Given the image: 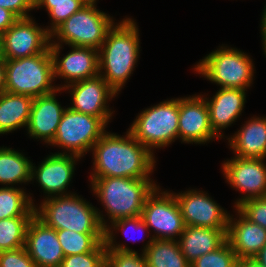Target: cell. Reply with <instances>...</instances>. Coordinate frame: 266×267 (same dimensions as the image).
<instances>
[{
	"label": "cell",
	"instance_id": "6da1fadb",
	"mask_svg": "<svg viewBox=\"0 0 266 267\" xmlns=\"http://www.w3.org/2000/svg\"><path fill=\"white\" fill-rule=\"evenodd\" d=\"M126 137L105 132L94 144V173L91 178H150L154 168L153 153L128 130Z\"/></svg>",
	"mask_w": 266,
	"mask_h": 267
},
{
	"label": "cell",
	"instance_id": "7a4b0ae2",
	"mask_svg": "<svg viewBox=\"0 0 266 267\" xmlns=\"http://www.w3.org/2000/svg\"><path fill=\"white\" fill-rule=\"evenodd\" d=\"M136 26L130 18L113 25L98 49L99 75L116 93L131 75L139 58V30Z\"/></svg>",
	"mask_w": 266,
	"mask_h": 267
},
{
	"label": "cell",
	"instance_id": "3957f363",
	"mask_svg": "<svg viewBox=\"0 0 266 267\" xmlns=\"http://www.w3.org/2000/svg\"><path fill=\"white\" fill-rule=\"evenodd\" d=\"M40 206V210L35 207V216L50 228L76 233H105L107 225L103 215L78 195L47 197Z\"/></svg>",
	"mask_w": 266,
	"mask_h": 267
},
{
	"label": "cell",
	"instance_id": "277c9868",
	"mask_svg": "<svg viewBox=\"0 0 266 267\" xmlns=\"http://www.w3.org/2000/svg\"><path fill=\"white\" fill-rule=\"evenodd\" d=\"M150 178H91L92 189L100 198L110 222L142 213L147 197L157 187Z\"/></svg>",
	"mask_w": 266,
	"mask_h": 267
},
{
	"label": "cell",
	"instance_id": "5b68a950",
	"mask_svg": "<svg viewBox=\"0 0 266 267\" xmlns=\"http://www.w3.org/2000/svg\"><path fill=\"white\" fill-rule=\"evenodd\" d=\"M5 91L36 98L57 91L52 86L54 65L51 52L5 60Z\"/></svg>",
	"mask_w": 266,
	"mask_h": 267
},
{
	"label": "cell",
	"instance_id": "8992f818",
	"mask_svg": "<svg viewBox=\"0 0 266 267\" xmlns=\"http://www.w3.org/2000/svg\"><path fill=\"white\" fill-rule=\"evenodd\" d=\"M179 98L147 108L136 117L128 129L150 151L162 148L179 138Z\"/></svg>",
	"mask_w": 266,
	"mask_h": 267
},
{
	"label": "cell",
	"instance_id": "52a82bcc",
	"mask_svg": "<svg viewBox=\"0 0 266 267\" xmlns=\"http://www.w3.org/2000/svg\"><path fill=\"white\" fill-rule=\"evenodd\" d=\"M96 0H90L79 11L73 13L52 33L60 42L70 46L99 49L105 41L108 30L115 25L106 13L96 9Z\"/></svg>",
	"mask_w": 266,
	"mask_h": 267
},
{
	"label": "cell",
	"instance_id": "ba28073f",
	"mask_svg": "<svg viewBox=\"0 0 266 267\" xmlns=\"http://www.w3.org/2000/svg\"><path fill=\"white\" fill-rule=\"evenodd\" d=\"M253 69L252 60L244 52L221 47L201 60L194 70L221 88L246 90L252 83Z\"/></svg>",
	"mask_w": 266,
	"mask_h": 267
},
{
	"label": "cell",
	"instance_id": "9c48e42d",
	"mask_svg": "<svg viewBox=\"0 0 266 267\" xmlns=\"http://www.w3.org/2000/svg\"><path fill=\"white\" fill-rule=\"evenodd\" d=\"M107 125L99 118L65 108L63 116L52 145H57L68 151L71 155L81 158L84 152L91 150L94 144L106 132Z\"/></svg>",
	"mask_w": 266,
	"mask_h": 267
},
{
	"label": "cell",
	"instance_id": "30bf717a",
	"mask_svg": "<svg viewBox=\"0 0 266 267\" xmlns=\"http://www.w3.org/2000/svg\"><path fill=\"white\" fill-rule=\"evenodd\" d=\"M159 186L147 197L141 213L148 228H154V239L175 240L185 229L183 217L173 193L161 192ZM158 195V196H157Z\"/></svg>",
	"mask_w": 266,
	"mask_h": 267
},
{
	"label": "cell",
	"instance_id": "8fae6325",
	"mask_svg": "<svg viewBox=\"0 0 266 267\" xmlns=\"http://www.w3.org/2000/svg\"><path fill=\"white\" fill-rule=\"evenodd\" d=\"M51 34L48 28L36 26L30 18H19L2 34L3 58L12 60L49 52Z\"/></svg>",
	"mask_w": 266,
	"mask_h": 267
},
{
	"label": "cell",
	"instance_id": "7c38bea8",
	"mask_svg": "<svg viewBox=\"0 0 266 267\" xmlns=\"http://www.w3.org/2000/svg\"><path fill=\"white\" fill-rule=\"evenodd\" d=\"M174 196L185 226L228 229L230 215L203 191L190 190Z\"/></svg>",
	"mask_w": 266,
	"mask_h": 267
},
{
	"label": "cell",
	"instance_id": "4fadbf2b",
	"mask_svg": "<svg viewBox=\"0 0 266 267\" xmlns=\"http://www.w3.org/2000/svg\"><path fill=\"white\" fill-rule=\"evenodd\" d=\"M264 159L234 157L223 165L230 185L247 195L237 200L235 207L251 198L266 197V164Z\"/></svg>",
	"mask_w": 266,
	"mask_h": 267
},
{
	"label": "cell",
	"instance_id": "5bb4252c",
	"mask_svg": "<svg viewBox=\"0 0 266 267\" xmlns=\"http://www.w3.org/2000/svg\"><path fill=\"white\" fill-rule=\"evenodd\" d=\"M61 90L71 89L72 110L99 117L106 125L112 116L106 107L107 100L116 96V92L100 76L78 81L59 87Z\"/></svg>",
	"mask_w": 266,
	"mask_h": 267
},
{
	"label": "cell",
	"instance_id": "9a60e30c",
	"mask_svg": "<svg viewBox=\"0 0 266 267\" xmlns=\"http://www.w3.org/2000/svg\"><path fill=\"white\" fill-rule=\"evenodd\" d=\"M54 42V43H53ZM50 42V52L53 58L54 77H64L66 85L99 75L98 49L92 47L71 46L72 51L61 60L58 58L62 44Z\"/></svg>",
	"mask_w": 266,
	"mask_h": 267
},
{
	"label": "cell",
	"instance_id": "2e32d148",
	"mask_svg": "<svg viewBox=\"0 0 266 267\" xmlns=\"http://www.w3.org/2000/svg\"><path fill=\"white\" fill-rule=\"evenodd\" d=\"M178 131L185 143L201 144L218 137L211 129L205 98L198 95L179 99Z\"/></svg>",
	"mask_w": 266,
	"mask_h": 267
},
{
	"label": "cell",
	"instance_id": "e0dca14e",
	"mask_svg": "<svg viewBox=\"0 0 266 267\" xmlns=\"http://www.w3.org/2000/svg\"><path fill=\"white\" fill-rule=\"evenodd\" d=\"M25 249L37 267H59L65 257L56 230L35 215L26 230Z\"/></svg>",
	"mask_w": 266,
	"mask_h": 267
},
{
	"label": "cell",
	"instance_id": "ac0fdd59",
	"mask_svg": "<svg viewBox=\"0 0 266 267\" xmlns=\"http://www.w3.org/2000/svg\"><path fill=\"white\" fill-rule=\"evenodd\" d=\"M79 158L76 155L65 154V152L49 155L38 169H35L33 164L31 165V179L36 178L44 193H47V196L50 194L49 197L54 194L56 196L68 195L64 192L72 179L75 160Z\"/></svg>",
	"mask_w": 266,
	"mask_h": 267
},
{
	"label": "cell",
	"instance_id": "d6986e66",
	"mask_svg": "<svg viewBox=\"0 0 266 267\" xmlns=\"http://www.w3.org/2000/svg\"><path fill=\"white\" fill-rule=\"evenodd\" d=\"M60 90L59 88L53 93L36 97L32 103L27 125L28 133L31 137L42 139L47 144L53 141L65 111L55 97V93Z\"/></svg>",
	"mask_w": 266,
	"mask_h": 267
},
{
	"label": "cell",
	"instance_id": "ffe728a7",
	"mask_svg": "<svg viewBox=\"0 0 266 267\" xmlns=\"http://www.w3.org/2000/svg\"><path fill=\"white\" fill-rule=\"evenodd\" d=\"M237 213L239 220L229 216L226 239L239 260L253 258L266 245V229Z\"/></svg>",
	"mask_w": 266,
	"mask_h": 267
},
{
	"label": "cell",
	"instance_id": "44dd1931",
	"mask_svg": "<svg viewBox=\"0 0 266 267\" xmlns=\"http://www.w3.org/2000/svg\"><path fill=\"white\" fill-rule=\"evenodd\" d=\"M245 89L221 88L212 99L206 100L211 129L218 136L220 130L231 125L241 114L245 104Z\"/></svg>",
	"mask_w": 266,
	"mask_h": 267
},
{
	"label": "cell",
	"instance_id": "7402d4cb",
	"mask_svg": "<svg viewBox=\"0 0 266 267\" xmlns=\"http://www.w3.org/2000/svg\"><path fill=\"white\" fill-rule=\"evenodd\" d=\"M228 229L185 226L178 244L185 258L192 263L204 254L219 248L227 239Z\"/></svg>",
	"mask_w": 266,
	"mask_h": 267
},
{
	"label": "cell",
	"instance_id": "603a6c76",
	"mask_svg": "<svg viewBox=\"0 0 266 267\" xmlns=\"http://www.w3.org/2000/svg\"><path fill=\"white\" fill-rule=\"evenodd\" d=\"M228 139L236 157L265 159L266 117L252 118Z\"/></svg>",
	"mask_w": 266,
	"mask_h": 267
},
{
	"label": "cell",
	"instance_id": "cb8c5ba5",
	"mask_svg": "<svg viewBox=\"0 0 266 267\" xmlns=\"http://www.w3.org/2000/svg\"><path fill=\"white\" fill-rule=\"evenodd\" d=\"M33 100L27 95L0 93V134L28 125Z\"/></svg>",
	"mask_w": 266,
	"mask_h": 267
},
{
	"label": "cell",
	"instance_id": "d4e9b609",
	"mask_svg": "<svg viewBox=\"0 0 266 267\" xmlns=\"http://www.w3.org/2000/svg\"><path fill=\"white\" fill-rule=\"evenodd\" d=\"M148 267H191L178 241L150 238L143 249Z\"/></svg>",
	"mask_w": 266,
	"mask_h": 267
},
{
	"label": "cell",
	"instance_id": "484cf974",
	"mask_svg": "<svg viewBox=\"0 0 266 267\" xmlns=\"http://www.w3.org/2000/svg\"><path fill=\"white\" fill-rule=\"evenodd\" d=\"M30 160L22 153L7 147H0V183L17 184L31 181Z\"/></svg>",
	"mask_w": 266,
	"mask_h": 267
},
{
	"label": "cell",
	"instance_id": "4316f807",
	"mask_svg": "<svg viewBox=\"0 0 266 267\" xmlns=\"http://www.w3.org/2000/svg\"><path fill=\"white\" fill-rule=\"evenodd\" d=\"M33 204V200L21 188L12 186L0 188V219L34 216Z\"/></svg>",
	"mask_w": 266,
	"mask_h": 267
},
{
	"label": "cell",
	"instance_id": "83f0119b",
	"mask_svg": "<svg viewBox=\"0 0 266 267\" xmlns=\"http://www.w3.org/2000/svg\"><path fill=\"white\" fill-rule=\"evenodd\" d=\"M64 256L79 255L94 251L104 242L105 233H76L70 230H56Z\"/></svg>",
	"mask_w": 266,
	"mask_h": 267
},
{
	"label": "cell",
	"instance_id": "f1b7e54d",
	"mask_svg": "<svg viewBox=\"0 0 266 267\" xmlns=\"http://www.w3.org/2000/svg\"><path fill=\"white\" fill-rule=\"evenodd\" d=\"M109 226L105 228L104 243L107 249L108 267H148L144 254L138 255L136 251L126 245L114 244L113 231Z\"/></svg>",
	"mask_w": 266,
	"mask_h": 267
},
{
	"label": "cell",
	"instance_id": "f546056e",
	"mask_svg": "<svg viewBox=\"0 0 266 267\" xmlns=\"http://www.w3.org/2000/svg\"><path fill=\"white\" fill-rule=\"evenodd\" d=\"M33 216L0 219V251L25 247L26 230Z\"/></svg>",
	"mask_w": 266,
	"mask_h": 267
},
{
	"label": "cell",
	"instance_id": "4dcf8cb0",
	"mask_svg": "<svg viewBox=\"0 0 266 267\" xmlns=\"http://www.w3.org/2000/svg\"><path fill=\"white\" fill-rule=\"evenodd\" d=\"M90 0H72L61 2H35V8L45 6L52 19L51 34L60 24L66 21L73 13L79 11Z\"/></svg>",
	"mask_w": 266,
	"mask_h": 267
},
{
	"label": "cell",
	"instance_id": "1f68e13d",
	"mask_svg": "<svg viewBox=\"0 0 266 267\" xmlns=\"http://www.w3.org/2000/svg\"><path fill=\"white\" fill-rule=\"evenodd\" d=\"M239 259L226 240L219 248L202 255L191 263V267H238Z\"/></svg>",
	"mask_w": 266,
	"mask_h": 267
},
{
	"label": "cell",
	"instance_id": "d6a6232c",
	"mask_svg": "<svg viewBox=\"0 0 266 267\" xmlns=\"http://www.w3.org/2000/svg\"><path fill=\"white\" fill-rule=\"evenodd\" d=\"M107 265V249L102 242L94 251L79 255L65 256L59 267H105Z\"/></svg>",
	"mask_w": 266,
	"mask_h": 267
},
{
	"label": "cell",
	"instance_id": "836d02e7",
	"mask_svg": "<svg viewBox=\"0 0 266 267\" xmlns=\"http://www.w3.org/2000/svg\"><path fill=\"white\" fill-rule=\"evenodd\" d=\"M236 208L250 222L266 229V197L245 200Z\"/></svg>",
	"mask_w": 266,
	"mask_h": 267
},
{
	"label": "cell",
	"instance_id": "e575fe53",
	"mask_svg": "<svg viewBox=\"0 0 266 267\" xmlns=\"http://www.w3.org/2000/svg\"><path fill=\"white\" fill-rule=\"evenodd\" d=\"M0 267H37L25 247L0 252Z\"/></svg>",
	"mask_w": 266,
	"mask_h": 267
},
{
	"label": "cell",
	"instance_id": "d590c367",
	"mask_svg": "<svg viewBox=\"0 0 266 267\" xmlns=\"http://www.w3.org/2000/svg\"><path fill=\"white\" fill-rule=\"evenodd\" d=\"M0 7L10 10L18 18H28L27 11L35 8V0H0Z\"/></svg>",
	"mask_w": 266,
	"mask_h": 267
},
{
	"label": "cell",
	"instance_id": "8d00e7d4",
	"mask_svg": "<svg viewBox=\"0 0 266 267\" xmlns=\"http://www.w3.org/2000/svg\"><path fill=\"white\" fill-rule=\"evenodd\" d=\"M112 226L115 230L121 228L120 230L124 231L125 234L128 227H132L134 230H149L146 223L142 220L141 215L115 220L112 222Z\"/></svg>",
	"mask_w": 266,
	"mask_h": 267
},
{
	"label": "cell",
	"instance_id": "74e56055",
	"mask_svg": "<svg viewBox=\"0 0 266 267\" xmlns=\"http://www.w3.org/2000/svg\"><path fill=\"white\" fill-rule=\"evenodd\" d=\"M18 19L10 10L0 7V33L6 32Z\"/></svg>",
	"mask_w": 266,
	"mask_h": 267
},
{
	"label": "cell",
	"instance_id": "f35d334b",
	"mask_svg": "<svg viewBox=\"0 0 266 267\" xmlns=\"http://www.w3.org/2000/svg\"><path fill=\"white\" fill-rule=\"evenodd\" d=\"M6 66H5V59L0 58V93L5 92L6 86Z\"/></svg>",
	"mask_w": 266,
	"mask_h": 267
},
{
	"label": "cell",
	"instance_id": "ab89813d",
	"mask_svg": "<svg viewBox=\"0 0 266 267\" xmlns=\"http://www.w3.org/2000/svg\"><path fill=\"white\" fill-rule=\"evenodd\" d=\"M238 267H264V266L254 258H244L239 260Z\"/></svg>",
	"mask_w": 266,
	"mask_h": 267
},
{
	"label": "cell",
	"instance_id": "60d3db41",
	"mask_svg": "<svg viewBox=\"0 0 266 267\" xmlns=\"http://www.w3.org/2000/svg\"><path fill=\"white\" fill-rule=\"evenodd\" d=\"M253 258L266 267V245Z\"/></svg>",
	"mask_w": 266,
	"mask_h": 267
},
{
	"label": "cell",
	"instance_id": "b9f144b4",
	"mask_svg": "<svg viewBox=\"0 0 266 267\" xmlns=\"http://www.w3.org/2000/svg\"><path fill=\"white\" fill-rule=\"evenodd\" d=\"M261 33H262V40H263V49L266 55V24H261Z\"/></svg>",
	"mask_w": 266,
	"mask_h": 267
},
{
	"label": "cell",
	"instance_id": "7bdbcfd3",
	"mask_svg": "<svg viewBox=\"0 0 266 267\" xmlns=\"http://www.w3.org/2000/svg\"><path fill=\"white\" fill-rule=\"evenodd\" d=\"M61 1H72V0H35V2H61Z\"/></svg>",
	"mask_w": 266,
	"mask_h": 267
},
{
	"label": "cell",
	"instance_id": "ee69618b",
	"mask_svg": "<svg viewBox=\"0 0 266 267\" xmlns=\"http://www.w3.org/2000/svg\"><path fill=\"white\" fill-rule=\"evenodd\" d=\"M0 58H3L2 33H0Z\"/></svg>",
	"mask_w": 266,
	"mask_h": 267
},
{
	"label": "cell",
	"instance_id": "f6af8a7d",
	"mask_svg": "<svg viewBox=\"0 0 266 267\" xmlns=\"http://www.w3.org/2000/svg\"><path fill=\"white\" fill-rule=\"evenodd\" d=\"M266 7V6H265ZM261 23L262 24H266V8L264 9L263 15H262V19H261Z\"/></svg>",
	"mask_w": 266,
	"mask_h": 267
}]
</instances>
